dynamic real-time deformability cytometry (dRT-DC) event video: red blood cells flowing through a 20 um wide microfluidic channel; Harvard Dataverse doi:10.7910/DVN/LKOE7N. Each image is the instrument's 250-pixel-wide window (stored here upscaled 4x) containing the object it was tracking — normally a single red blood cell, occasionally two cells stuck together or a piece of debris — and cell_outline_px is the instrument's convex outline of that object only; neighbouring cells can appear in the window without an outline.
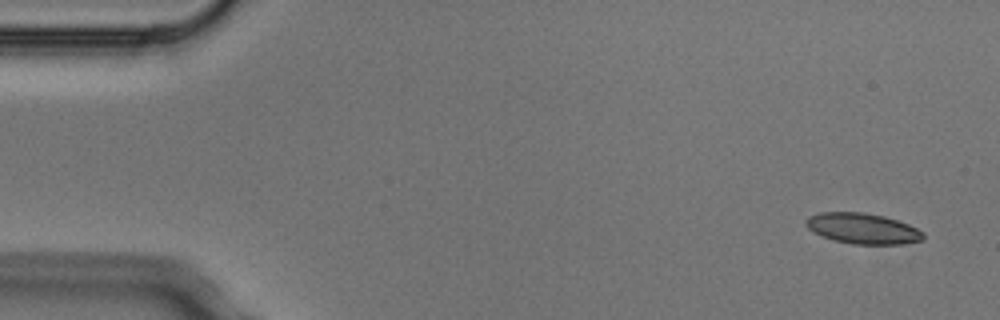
{"species": "Egyptian fruit bat (a non-hibernating species)", "species_latin": "Rousettus aegyptiacus", "temperature_condition": "cold", "stored_images_in_passage": 5, "camera_frame_rate_fps": 3000, "um_per_image_px": 0.085, "animal": {"sex": "male"}, "frame": {"image": 1, "passage_image": 1, "time_ms": 0.0, "image_size_px": [1000, 320], "cell_outline_px": [[924, 240], [904, 244], [852, 244], [832, 240], [808, 228], [804, 224], [804, 220], [808, 216], [820, 212], [864, 212], [884, 216], [908, 224], [924, 232]], "centroid_in_image_um": [73.33, 19.42], "position_along_channel_um": 11.7, "area_um2": 21.04}}
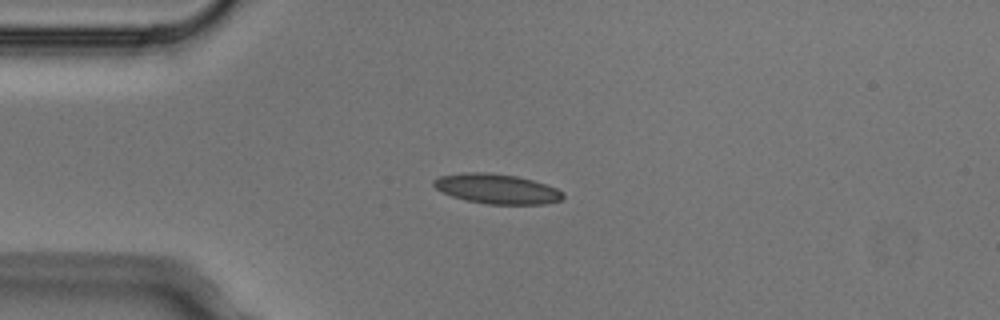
{"frame": {"image": 2, "passage_image": 4, "time_ms": 1.0, "image_size_px": [1000, 320], "cell_outline_px": [[564, 196], [560, 200], [544, 204], [488, 204], [464, 200], [452, 196], [436, 188], [432, 184], [432, 180], [440, 176], [464, 172], [488, 172], [516, 176], [532, 180], [556, 188], [564, 192]], "centroid_in_image_um": [42.21, 16.05], "position_along_channel_um": 42.8, "area_um2": 22.43}}